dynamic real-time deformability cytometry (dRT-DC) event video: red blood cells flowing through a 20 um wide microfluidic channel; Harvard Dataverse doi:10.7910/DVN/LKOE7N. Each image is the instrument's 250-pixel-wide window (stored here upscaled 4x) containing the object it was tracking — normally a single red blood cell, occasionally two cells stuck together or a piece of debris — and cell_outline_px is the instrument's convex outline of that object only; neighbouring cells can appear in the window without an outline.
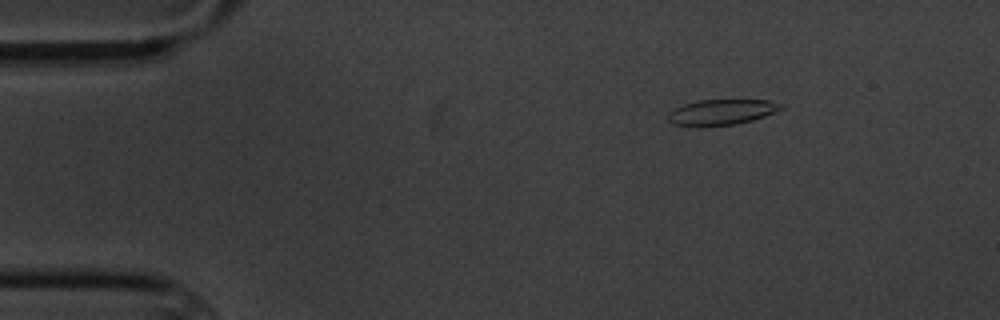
{"species": "common noctule bat (a hibernating species)", "species_latin": "Nyctalus noctula", "temperature_condition": "cold", "stored_images_in_passage": 9, "camera_frame_rate_fps": 3000, "um_per_image_px": 0.085, "animal": {"sex": "male", "body_mass_g": 20.1, "forearm_length_mm": 53.5}, "frame": {"image": 1, "passage_image": 1, "time_ms": 0.0, "image_size_px": [1000, 320], "cell_outline_px": [[784, 108], [764, 116], [752, 120], [736, 124], [696, 128], [672, 124], [668, 120], [668, 112], [684, 104], [700, 100], [768, 100], [784, 104]], "centroid_in_image_um": [61.3, 9.55], "position_along_channel_um": 23.7, "area_um2": 17.11}}
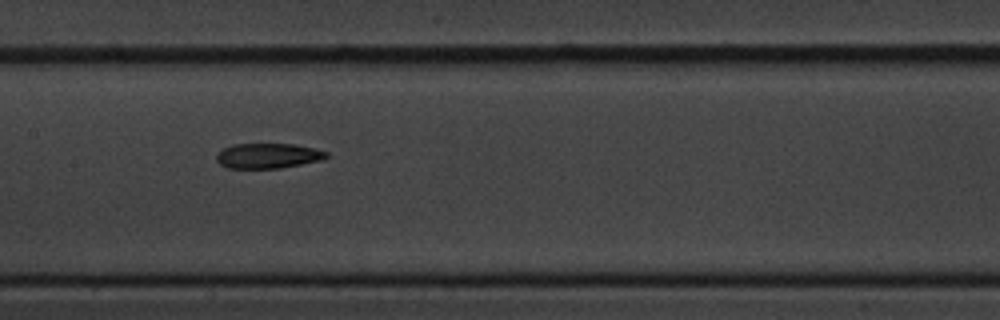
{"frame": {"image": 2, "passage_image": 7, "time_ms": 6.667, "image_size_px": [1000, 320], "cell_outline_px": [[328, 156], [320, 160], [280, 168], [228, 168], [220, 164], [216, 160], [216, 156], [224, 148], [232, 144], [296, 144], [316, 148], [328, 152]], "centroid_in_image_um": [22.79, 13.23], "position_along_channel_um": 184.6, "area_um2": 16.01}}
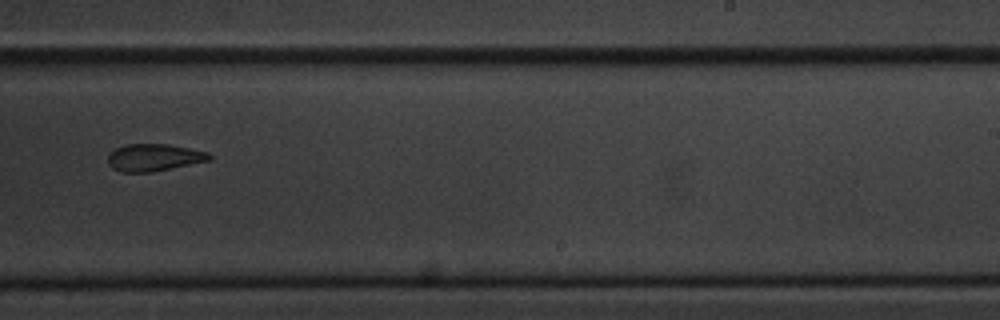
{"frame": {"image": 3, "passage_image": 9, "time_ms": 9.333, "image_size_px": [1000, 320], "cell_outline_px": [[212, 160], [152, 172], [120, 172], [112, 168], [108, 164], [108, 156], [116, 148], [124, 144], [168, 144], [208, 152], [212, 156]], "centroid_in_image_um": [13.09, 13.39], "position_along_channel_um": 275.9, "area_um2": 16.13}}